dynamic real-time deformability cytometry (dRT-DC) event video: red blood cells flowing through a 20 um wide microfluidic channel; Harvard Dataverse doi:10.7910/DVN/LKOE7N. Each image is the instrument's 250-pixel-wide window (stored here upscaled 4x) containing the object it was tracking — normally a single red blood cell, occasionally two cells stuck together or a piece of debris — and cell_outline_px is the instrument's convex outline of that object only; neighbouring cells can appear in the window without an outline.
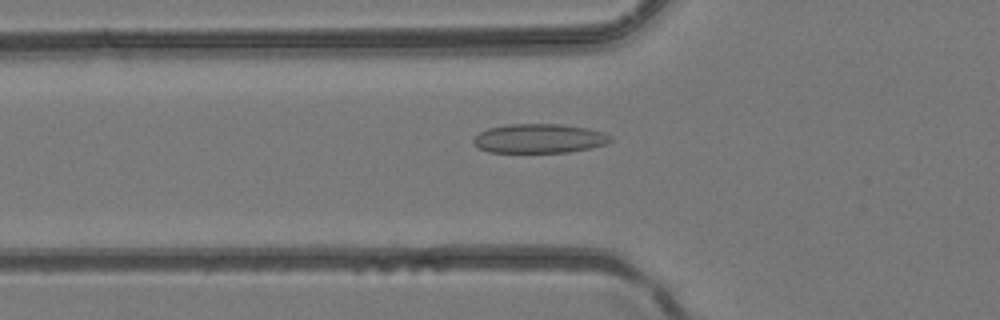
{"species": "common noctule bat (a hibernating species)", "species_latin": "Nyctalus noctula", "temperature_condition": "room temperature", "stored_images_in_passage": 42, "camera_frame_rate_fps": 3000, "um_per_image_px": 0.085, "animal": {"sex": "female", "body_mass_g": 24.6, "forearm_length_mm": 56.2}, "frame": {"image": 1, "passage_image": 15, "time_ms": 4.667, "image_size_px": [1000, 320], "cell_outline_px": [[612, 140], [604, 144], [592, 148], [568, 152], [488, 152], [480, 148], [472, 140], [480, 132], [488, 128], [508, 124], [560, 124], [588, 128], [604, 132], [612, 136]], "centroid_in_image_um": [45.87, 11.76], "position_along_channel_um": 79.9, "area_um2": 23.29}}
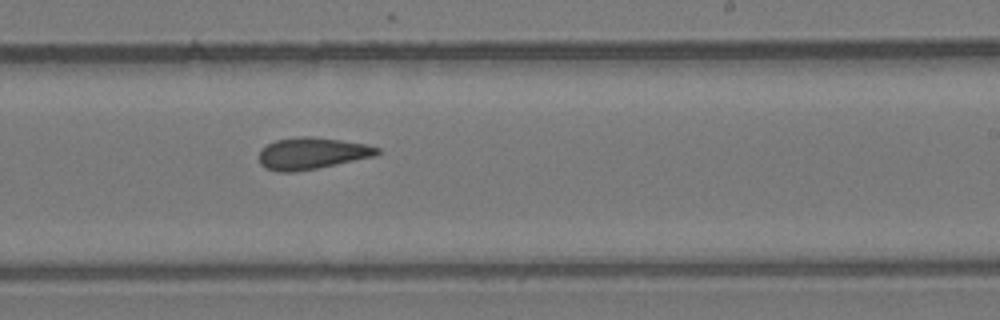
{"frame": {"image": 2, "passage_image": 26, "time_ms": 8.333, "image_size_px": [1000, 320], "cell_outline_px": [[380, 152], [376, 156], [296, 172], [276, 172], [264, 168], [260, 164], [260, 148], [276, 140], [296, 136], [308, 136], [340, 140], [368, 144], [380, 148]], "centroid_in_image_um": [26.5, 13.03], "position_along_channel_um": 262.5, "area_um2": 21.96}}
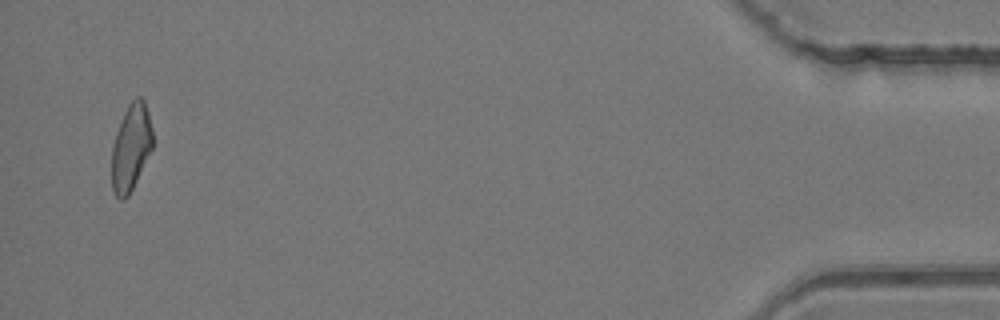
{"frame": {"image": 3, "passage_image": 41, "time_ms": 13.333, "image_size_px": [1000, 320], "cell_outline_px": [[152, 148], [128, 196], [120, 200], [116, 196], [112, 188], [112, 144], [116, 132], [124, 112], [128, 104], [136, 96], [140, 96], [144, 100], [148, 112], [152, 128]], "centroid_in_image_um": [11.12, 12.49], "position_along_channel_um": 424.1, "area_um2": 20.46}}